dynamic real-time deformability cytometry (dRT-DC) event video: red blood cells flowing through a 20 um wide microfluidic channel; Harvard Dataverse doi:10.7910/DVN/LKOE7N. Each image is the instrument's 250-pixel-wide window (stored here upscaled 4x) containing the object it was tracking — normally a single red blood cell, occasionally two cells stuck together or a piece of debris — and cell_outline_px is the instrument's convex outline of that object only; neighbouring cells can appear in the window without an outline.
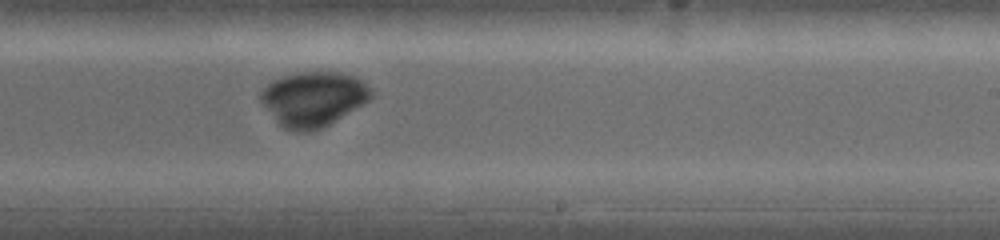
{"species": "common noctule bat (a hibernating species)", "species_latin": "Nyctalus noctula", "temperature_condition": "warm", "stored_images_in_passage": 20, "camera_frame_rate_fps": 5000, "um_per_image_px": 0.085, "animal": {"sex": "female", "body_mass_g": 19.0, "forearm_length_mm": 53.3}, "frame": {"image": 1, "passage_image": 12, "time_ms": 5.0, "image_size_px": [1000, 240], "cell_outline_px": [[372, 96], [364, 104], [328, 124], [320, 128], [308, 132], [296, 132], [284, 128], [276, 120], [260, 100], [260, 92], [272, 80], [296, 72], [332, 72], [352, 76], [360, 80], [372, 92]], "centroid_in_image_um": [26.6, 8.41], "position_along_channel_um": 262.4, "area_um2": 34.56}}
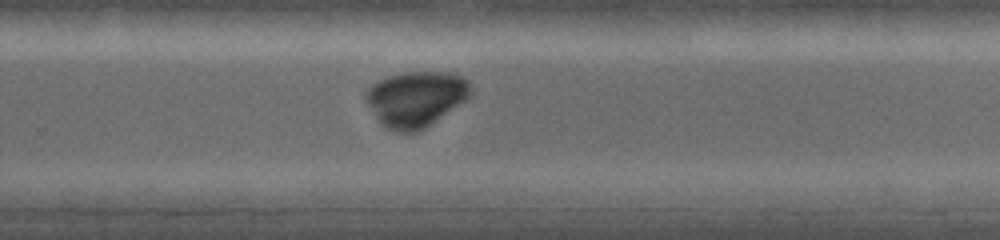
{"frame": {"image": 2, "passage_image": 14, "time_ms": 5.8, "image_size_px": [1000, 240], "cell_outline_px": [[472, 92], [464, 100], [420, 132], [400, 132], [384, 128], [380, 124], [368, 104], [364, 96], [364, 92], [372, 84], [388, 76], [408, 72], [448, 72], [460, 76], [468, 80], [472, 88]], "centroid_in_image_um": [35.32, 8.41], "position_along_channel_um": 294.5, "area_um2": 33.76}}
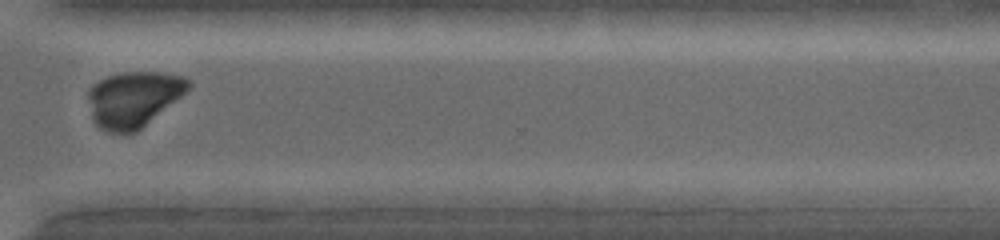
{"frame": {"image": 3, "passage_image": 18, "time_ms": 7.4, "image_size_px": [1000, 240], "cell_outline_px": [[192, 84], [180, 96], [136, 132], [128, 136], [108, 132], [100, 128], [92, 120], [88, 100], [88, 88], [92, 84], [108, 76], [124, 72], [160, 72], [184, 76], [192, 80]], "centroid_in_image_um": [11.31, 8.43], "position_along_channel_um": 359.3, "area_um2": 32.66}}